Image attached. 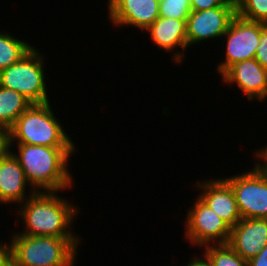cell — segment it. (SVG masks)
I'll return each instance as SVG.
<instances>
[{"label":"cell","instance_id":"cell-1","mask_svg":"<svg viewBox=\"0 0 267 266\" xmlns=\"http://www.w3.org/2000/svg\"><path fill=\"white\" fill-rule=\"evenodd\" d=\"M18 153L9 150L21 165L31 185V191L56 192L71 187L74 179L67 162L76 147H47L41 145L16 144Z\"/></svg>","mask_w":267,"mask_h":266},{"label":"cell","instance_id":"cell-2","mask_svg":"<svg viewBox=\"0 0 267 266\" xmlns=\"http://www.w3.org/2000/svg\"><path fill=\"white\" fill-rule=\"evenodd\" d=\"M26 201V202H25ZM20 207L19 216L25 225L23 234L27 236H51L57 238H79L69 231L74 216L79 208H75L67 200L55 192L31 191ZM69 228V229H68Z\"/></svg>","mask_w":267,"mask_h":266},{"label":"cell","instance_id":"cell-3","mask_svg":"<svg viewBox=\"0 0 267 266\" xmlns=\"http://www.w3.org/2000/svg\"><path fill=\"white\" fill-rule=\"evenodd\" d=\"M11 266H74L79 238L13 234Z\"/></svg>","mask_w":267,"mask_h":266},{"label":"cell","instance_id":"cell-4","mask_svg":"<svg viewBox=\"0 0 267 266\" xmlns=\"http://www.w3.org/2000/svg\"><path fill=\"white\" fill-rule=\"evenodd\" d=\"M47 147H75L59 120L54 116L50 102L32 104L9 130V148L13 144Z\"/></svg>","mask_w":267,"mask_h":266},{"label":"cell","instance_id":"cell-5","mask_svg":"<svg viewBox=\"0 0 267 266\" xmlns=\"http://www.w3.org/2000/svg\"><path fill=\"white\" fill-rule=\"evenodd\" d=\"M40 55L33 47L18 62L0 70V86L17 91L32 104L49 103Z\"/></svg>","mask_w":267,"mask_h":266},{"label":"cell","instance_id":"cell-6","mask_svg":"<svg viewBox=\"0 0 267 266\" xmlns=\"http://www.w3.org/2000/svg\"><path fill=\"white\" fill-rule=\"evenodd\" d=\"M259 162L246 173L224 178L234 192L242 219H267V173Z\"/></svg>","mask_w":267,"mask_h":266},{"label":"cell","instance_id":"cell-7","mask_svg":"<svg viewBox=\"0 0 267 266\" xmlns=\"http://www.w3.org/2000/svg\"><path fill=\"white\" fill-rule=\"evenodd\" d=\"M185 236L194 245L228 244L231 227L199 198L186 217Z\"/></svg>","mask_w":267,"mask_h":266},{"label":"cell","instance_id":"cell-8","mask_svg":"<svg viewBox=\"0 0 267 266\" xmlns=\"http://www.w3.org/2000/svg\"><path fill=\"white\" fill-rule=\"evenodd\" d=\"M223 36L227 38L226 59L217 66L220 75L237 62L255 58L261 38V23L236 15Z\"/></svg>","mask_w":267,"mask_h":266},{"label":"cell","instance_id":"cell-9","mask_svg":"<svg viewBox=\"0 0 267 266\" xmlns=\"http://www.w3.org/2000/svg\"><path fill=\"white\" fill-rule=\"evenodd\" d=\"M236 15V5H221L206 10L191 11L186 21L187 46L202 40L222 37Z\"/></svg>","mask_w":267,"mask_h":266},{"label":"cell","instance_id":"cell-10","mask_svg":"<svg viewBox=\"0 0 267 266\" xmlns=\"http://www.w3.org/2000/svg\"><path fill=\"white\" fill-rule=\"evenodd\" d=\"M160 0H108L109 19L116 26L145 30L159 17Z\"/></svg>","mask_w":267,"mask_h":266},{"label":"cell","instance_id":"cell-11","mask_svg":"<svg viewBox=\"0 0 267 266\" xmlns=\"http://www.w3.org/2000/svg\"><path fill=\"white\" fill-rule=\"evenodd\" d=\"M221 76L226 84H237L249 101H262L266 95L267 70L255 58L233 64Z\"/></svg>","mask_w":267,"mask_h":266},{"label":"cell","instance_id":"cell-12","mask_svg":"<svg viewBox=\"0 0 267 266\" xmlns=\"http://www.w3.org/2000/svg\"><path fill=\"white\" fill-rule=\"evenodd\" d=\"M229 246L249 261L267 245V219H241L231 228Z\"/></svg>","mask_w":267,"mask_h":266},{"label":"cell","instance_id":"cell-13","mask_svg":"<svg viewBox=\"0 0 267 266\" xmlns=\"http://www.w3.org/2000/svg\"><path fill=\"white\" fill-rule=\"evenodd\" d=\"M195 187L201 189L198 198L211 208L231 228L242 218L239 214L235 195L231 186L222 178L198 182Z\"/></svg>","mask_w":267,"mask_h":266},{"label":"cell","instance_id":"cell-14","mask_svg":"<svg viewBox=\"0 0 267 266\" xmlns=\"http://www.w3.org/2000/svg\"><path fill=\"white\" fill-rule=\"evenodd\" d=\"M28 184L18 160L8 151L0 158V202L2 204L23 203L29 198L25 195Z\"/></svg>","mask_w":267,"mask_h":266},{"label":"cell","instance_id":"cell-15","mask_svg":"<svg viewBox=\"0 0 267 266\" xmlns=\"http://www.w3.org/2000/svg\"><path fill=\"white\" fill-rule=\"evenodd\" d=\"M150 38L160 49L167 52L176 48L187 50L186 22L184 20L158 17L147 29Z\"/></svg>","mask_w":267,"mask_h":266},{"label":"cell","instance_id":"cell-16","mask_svg":"<svg viewBox=\"0 0 267 266\" xmlns=\"http://www.w3.org/2000/svg\"><path fill=\"white\" fill-rule=\"evenodd\" d=\"M32 103L15 90L0 86V127L9 131Z\"/></svg>","mask_w":267,"mask_h":266},{"label":"cell","instance_id":"cell-17","mask_svg":"<svg viewBox=\"0 0 267 266\" xmlns=\"http://www.w3.org/2000/svg\"><path fill=\"white\" fill-rule=\"evenodd\" d=\"M3 32H0V70L18 62L33 48L26 41L14 38L8 31Z\"/></svg>","mask_w":267,"mask_h":266},{"label":"cell","instance_id":"cell-18","mask_svg":"<svg viewBox=\"0 0 267 266\" xmlns=\"http://www.w3.org/2000/svg\"><path fill=\"white\" fill-rule=\"evenodd\" d=\"M204 248V256L212 266H249L248 261L241 258L229 244H209Z\"/></svg>","mask_w":267,"mask_h":266},{"label":"cell","instance_id":"cell-19","mask_svg":"<svg viewBox=\"0 0 267 266\" xmlns=\"http://www.w3.org/2000/svg\"><path fill=\"white\" fill-rule=\"evenodd\" d=\"M236 11L243 19L267 24V0H236Z\"/></svg>","mask_w":267,"mask_h":266},{"label":"cell","instance_id":"cell-20","mask_svg":"<svg viewBox=\"0 0 267 266\" xmlns=\"http://www.w3.org/2000/svg\"><path fill=\"white\" fill-rule=\"evenodd\" d=\"M192 11L190 0H160L159 17L187 21Z\"/></svg>","mask_w":267,"mask_h":266},{"label":"cell","instance_id":"cell-21","mask_svg":"<svg viewBox=\"0 0 267 266\" xmlns=\"http://www.w3.org/2000/svg\"><path fill=\"white\" fill-rule=\"evenodd\" d=\"M255 59L267 70V24L261 23V38L256 49Z\"/></svg>","mask_w":267,"mask_h":266},{"label":"cell","instance_id":"cell-22","mask_svg":"<svg viewBox=\"0 0 267 266\" xmlns=\"http://www.w3.org/2000/svg\"><path fill=\"white\" fill-rule=\"evenodd\" d=\"M192 11L206 10L221 5H236V0H190Z\"/></svg>","mask_w":267,"mask_h":266},{"label":"cell","instance_id":"cell-23","mask_svg":"<svg viewBox=\"0 0 267 266\" xmlns=\"http://www.w3.org/2000/svg\"><path fill=\"white\" fill-rule=\"evenodd\" d=\"M249 266H267V245L252 259L248 261Z\"/></svg>","mask_w":267,"mask_h":266},{"label":"cell","instance_id":"cell-24","mask_svg":"<svg viewBox=\"0 0 267 266\" xmlns=\"http://www.w3.org/2000/svg\"><path fill=\"white\" fill-rule=\"evenodd\" d=\"M0 244V266H11V251L10 246L6 243Z\"/></svg>","mask_w":267,"mask_h":266},{"label":"cell","instance_id":"cell-25","mask_svg":"<svg viewBox=\"0 0 267 266\" xmlns=\"http://www.w3.org/2000/svg\"><path fill=\"white\" fill-rule=\"evenodd\" d=\"M9 150V131L0 127V158Z\"/></svg>","mask_w":267,"mask_h":266},{"label":"cell","instance_id":"cell-26","mask_svg":"<svg viewBox=\"0 0 267 266\" xmlns=\"http://www.w3.org/2000/svg\"><path fill=\"white\" fill-rule=\"evenodd\" d=\"M206 259V260H205ZM187 266H212V264L210 263V261L205 258L202 260V258H194L193 260H191L190 262H188Z\"/></svg>","mask_w":267,"mask_h":266},{"label":"cell","instance_id":"cell-27","mask_svg":"<svg viewBox=\"0 0 267 266\" xmlns=\"http://www.w3.org/2000/svg\"><path fill=\"white\" fill-rule=\"evenodd\" d=\"M254 154H256V157L258 156L259 158L261 157L262 159H263V161H265V163L263 164H259L265 171H266V173H267V152L264 150V149H262V150H259V151H257L256 153H254Z\"/></svg>","mask_w":267,"mask_h":266}]
</instances>
